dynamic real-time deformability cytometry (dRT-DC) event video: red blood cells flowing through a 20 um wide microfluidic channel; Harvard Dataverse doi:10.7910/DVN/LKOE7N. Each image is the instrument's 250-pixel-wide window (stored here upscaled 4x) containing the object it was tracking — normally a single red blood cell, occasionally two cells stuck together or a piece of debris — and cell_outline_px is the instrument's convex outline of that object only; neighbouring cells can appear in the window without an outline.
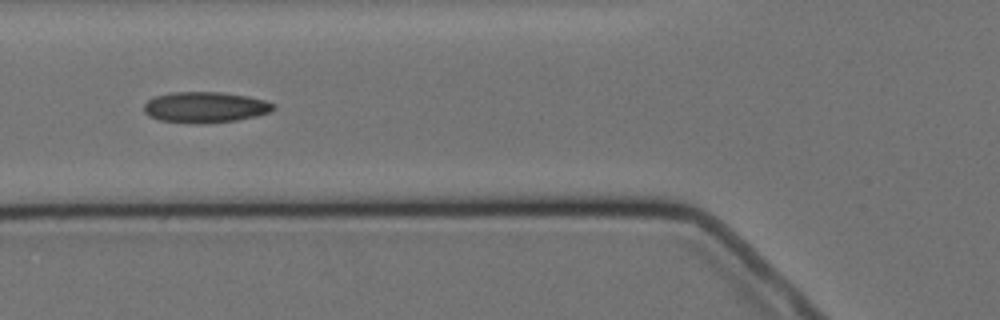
{"species": "Egyptian fruit bat (a non-hibernating species)", "species_latin": "Rousettus aegyptiacus", "temperature_condition": "cold", "stored_images_in_passage": 9, "camera_frame_rate_fps": 3000, "um_per_image_px": 0.085, "animal": {"sex": "female"}, "frame": {"image": 1, "passage_image": 6, "time_ms": 5.667, "image_size_px": [1000, 320], "cell_outline_px": [[276, 108], [272, 112], [256, 116], [236, 120], [204, 124], [196, 124], [160, 120], [148, 116], [144, 112], [144, 104], [148, 100], [156, 96], [172, 92], [220, 92], [248, 96], [264, 100], [276, 104]], "centroid_in_image_um": [17.46, 9.12], "position_along_channel_um": 108.3, "area_um2": 23.47}}
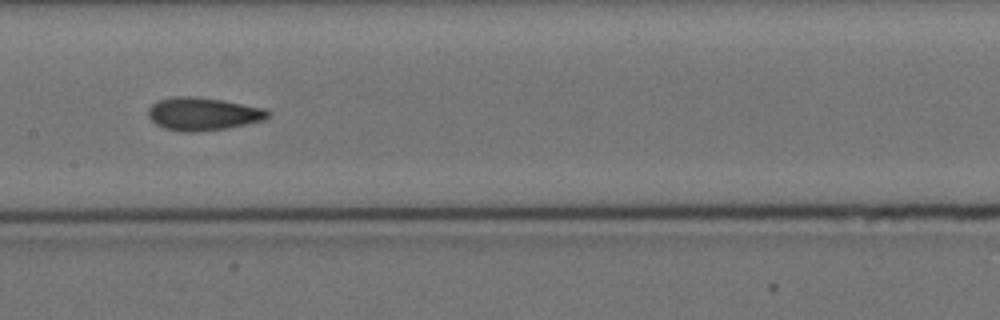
{"frame": {"image": 2, "passage_image": 8, "time_ms": 8.0, "image_size_px": [1000, 320], "cell_outline_px": [[268, 116], [264, 120], [228, 128], [196, 132], [184, 132], [164, 128], [156, 124], [148, 116], [148, 108], [156, 100], [176, 96], [192, 96], [220, 100], [264, 108], [268, 112]], "centroid_in_image_um": [17.21, 9.68], "position_along_channel_um": 190.2, "area_um2": 22.83}}
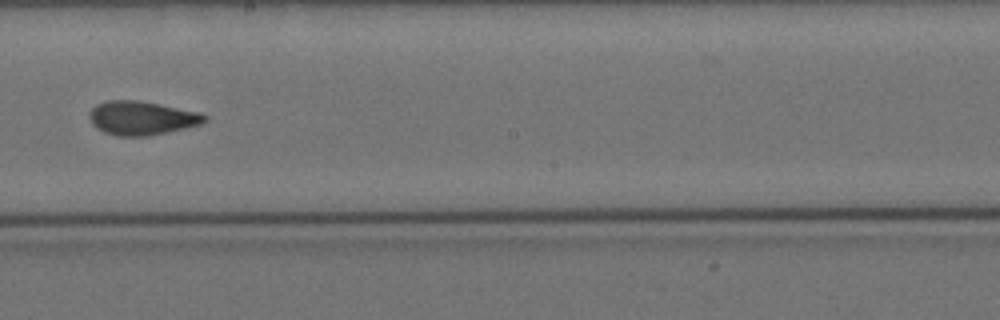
{"frame": {"image": 3, "passage_image": 9, "time_ms": 9.333, "image_size_px": [1000, 320], "cell_outline_px": [[208, 120], [200, 124], [184, 128], [148, 136], [116, 136], [104, 132], [96, 128], [92, 124], [88, 116], [92, 108], [96, 104], [108, 100], [140, 100], [200, 112], [208, 116]], "centroid_in_image_um": [12.03, 10.03], "position_along_channel_um": 236.2, "area_um2": 22.83}}